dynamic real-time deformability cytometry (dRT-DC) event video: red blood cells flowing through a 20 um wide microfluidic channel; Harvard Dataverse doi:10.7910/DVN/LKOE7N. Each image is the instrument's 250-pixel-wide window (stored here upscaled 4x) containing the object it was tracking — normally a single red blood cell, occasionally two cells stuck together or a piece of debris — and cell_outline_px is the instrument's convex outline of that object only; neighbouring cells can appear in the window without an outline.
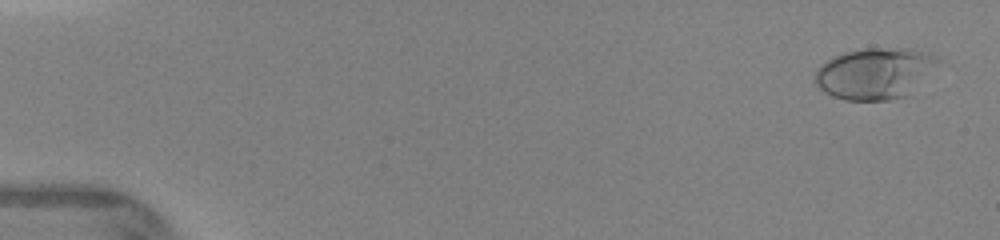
{"species": "human", "species_latin": "Homo sapiens", "temperature_condition": "warm", "stored_images_in_passage": 56, "camera_frame_rate_fps": 3000, "um_per_image_px": 0.085, "donor": {"sex": "female"}, "frame": {"image": 1, "passage_image": 1, "time_ms": 0.0, "image_size_px": [1000, 240], "cell_outline_px": [[940, 60], [908, 96], [888, 100], [844, 100], [832, 96], [824, 92], [812, 80], [820, 64], [832, 56], [856, 48], [912, 48], [932, 56]], "centroid_in_image_um": [74.27, 6.23], "position_along_channel_um": 10.7, "area_um2": 36.7}}
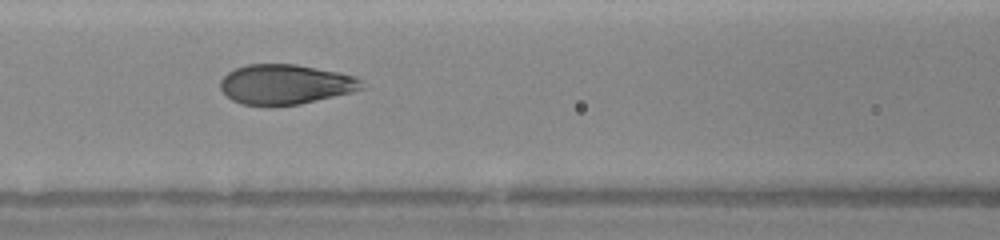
{"frame": {"image": 2, "passage_image": 22, "time_ms": 6.333, "image_size_px": [1000, 240], "cell_outline_px": [[364, 88], [352, 92], [300, 104], [264, 108], [240, 104], [232, 100], [220, 88], [220, 80], [228, 72], [236, 68], [248, 64], [296, 64], [340, 72], [356, 76], [360, 80]], "centroid_in_image_um": [24.23, 7.19], "position_along_channel_um": 142.4, "area_um2": 33.41}}
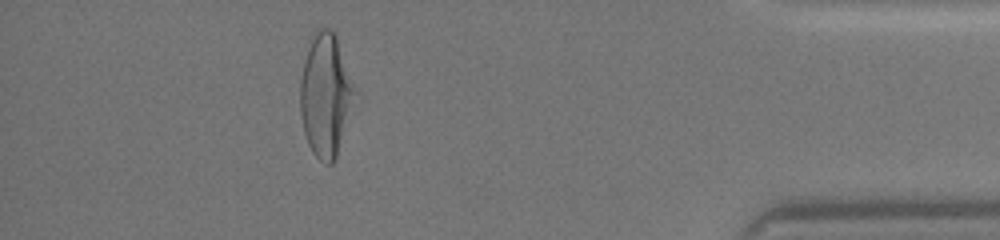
{"frame": {"image": 3, "passage_image": 46, "time_ms": 13.333, "image_size_px": [1000, 240], "cell_outline_px": [[360, 92], [336, 156], [332, 164], [324, 164], [312, 152], [308, 144], [304, 132], [300, 112], [300, 80], [304, 60], [312, 32], [316, 28], [328, 28], [336, 36]], "centroid_in_image_um": [27.73, 8.06], "position_along_channel_um": 407.5, "area_um2": 40.17}}